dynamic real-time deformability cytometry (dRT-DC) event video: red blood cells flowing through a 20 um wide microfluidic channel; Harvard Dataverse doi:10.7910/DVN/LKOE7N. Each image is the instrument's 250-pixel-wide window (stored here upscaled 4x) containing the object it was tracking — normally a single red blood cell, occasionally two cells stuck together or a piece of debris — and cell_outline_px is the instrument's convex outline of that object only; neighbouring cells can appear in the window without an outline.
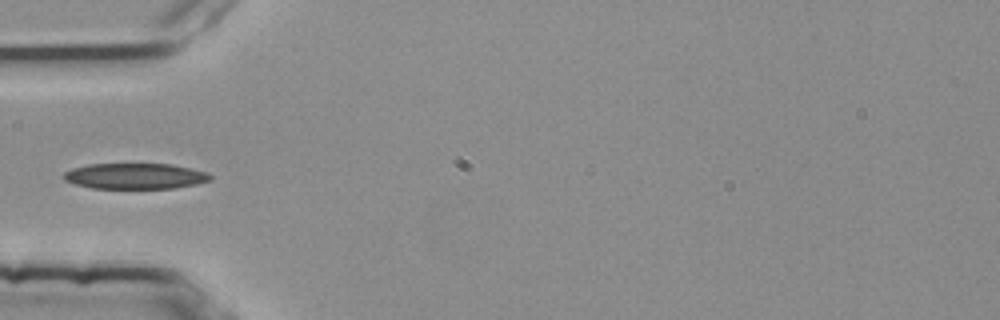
{"species": "common noctule bat (a hibernating species)", "species_latin": "Nyctalus noctula", "temperature_condition": "room temperature", "stored_images_in_passage": 22, "camera_frame_rate_fps": 3000, "um_per_image_px": 0.085, "animal": {"sex": "female", "body_mass_g": 25.1}, "frame": {"image": 1, "passage_image": 1, "time_ms": 0.0, "image_size_px": [1000, 320], "cell_outline_px": [[212, 180], [196, 184], [176, 188], [92, 188], [76, 184], [64, 180], [64, 172], [72, 168], [88, 164], [172, 164], [208, 172], [212, 176]], "centroid_in_image_um": [11.52, 14.96], "position_along_channel_um": 73.5, "area_um2": 22.02}}
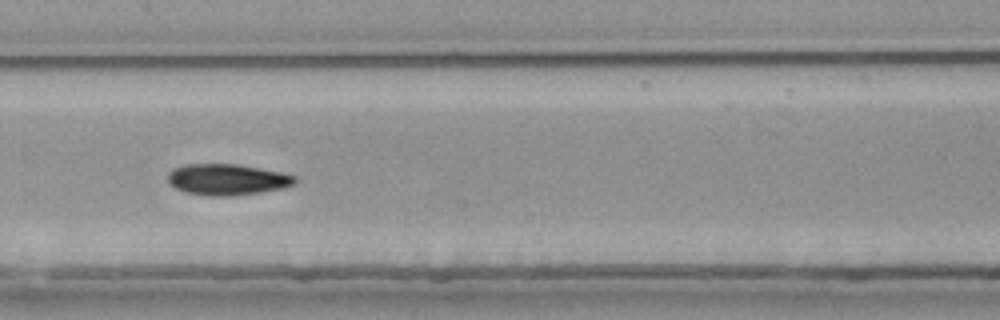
{"frame": {"image": 2, "passage_image": 10, "time_ms": 3.0, "image_size_px": [1000, 320], "cell_outline_px": [[296, 184], [284, 188], [260, 192], [232, 196], [212, 196], [184, 192], [168, 184], [168, 172], [172, 168], [184, 164], [236, 164], [280, 172], [296, 176]], "centroid_in_image_um": [19.28, 15.26], "position_along_channel_um": 188.1, "area_um2": 23.18}}